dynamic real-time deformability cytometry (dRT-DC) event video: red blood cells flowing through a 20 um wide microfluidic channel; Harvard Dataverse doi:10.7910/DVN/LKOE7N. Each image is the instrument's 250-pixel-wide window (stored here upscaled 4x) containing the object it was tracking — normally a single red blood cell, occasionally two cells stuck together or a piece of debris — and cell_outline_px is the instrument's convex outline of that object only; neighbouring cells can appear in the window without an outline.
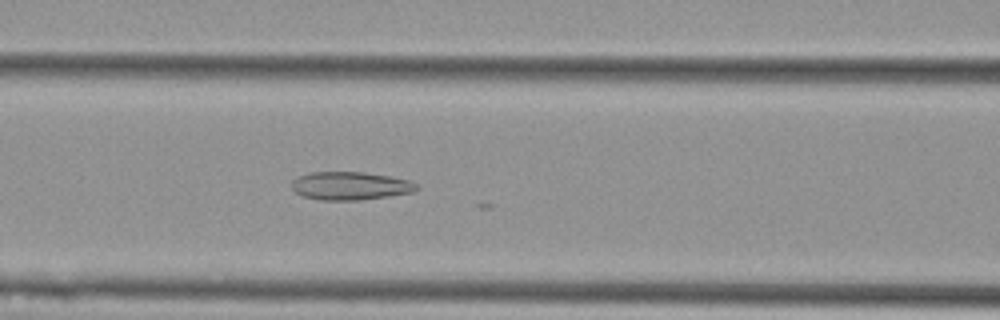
{"species": "Egyptian fruit bat (a non-hibernating species)", "species_latin": "Rousettus aegyptiacus", "temperature_condition": "cold", "stored_images_in_passage": 24, "camera_frame_rate_fps": 3000, "um_per_image_px": 0.085, "animal": {"sex": "female"}, "frame": {"image": 1, "passage_image": 23, "time_ms": 7.333, "image_size_px": [1000, 320], "cell_outline_px": [[420, 188], [412, 192], [388, 196], [356, 200], [320, 200], [304, 196], [296, 192], [292, 188], [292, 180], [296, 176], [312, 172], [364, 172], [388, 176], [408, 180], [416, 184]], "centroid_in_image_um": [29.74, 15.79], "position_along_channel_um": 136.9, "area_um2": 20.35}}